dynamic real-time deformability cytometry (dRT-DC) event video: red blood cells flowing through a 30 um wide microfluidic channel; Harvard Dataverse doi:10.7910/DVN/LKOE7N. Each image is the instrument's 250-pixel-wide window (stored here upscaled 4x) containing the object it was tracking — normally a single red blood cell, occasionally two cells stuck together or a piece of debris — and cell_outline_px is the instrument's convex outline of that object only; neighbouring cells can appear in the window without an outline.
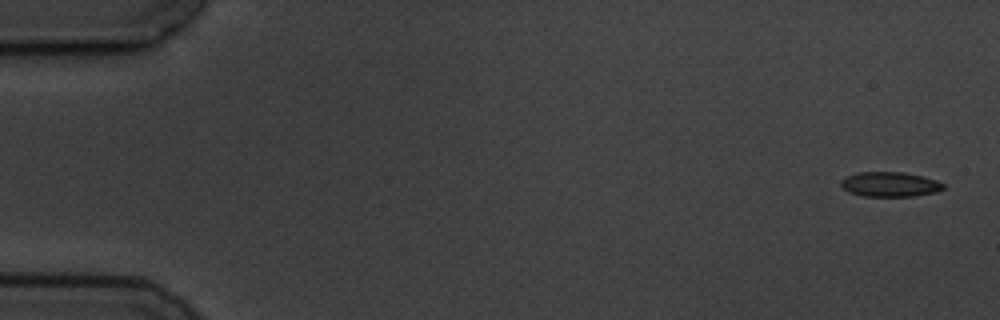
{"species": "common noctule bat (a hibernating species)", "species_latin": "Nyctalus noctula", "temperature_condition": "cold", "stored_images_in_passage": 5, "camera_frame_rate_fps": 3000, "um_per_image_px": 0.085, "animal": {"sex": "male", "body_mass_g": 19.5, "forearm_length_mm": 54.6}, "frame": {"image": 1, "passage_image": 1, "time_ms": 0.0, "image_size_px": [1000, 320], "cell_outline_px": [[944, 188], [936, 192], [916, 196], [864, 196], [848, 192], [840, 184], [840, 180], [856, 172], [904, 172], [924, 176], [936, 180], [944, 184]], "centroid_in_image_um": [75.65, 15.66], "position_along_channel_um": 9.4, "area_um2": 14.85}}
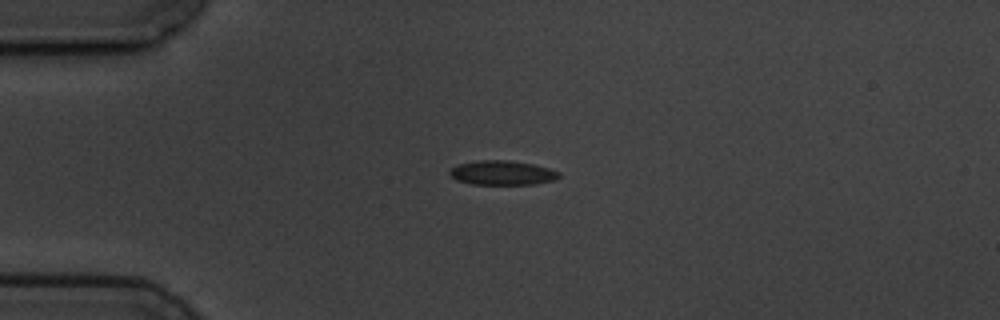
{"frame": {"image": 2, "passage_image": 4, "time_ms": 4.0, "image_size_px": [1000, 320], "cell_outline_px": [[560, 176], [556, 180], [536, 184], [472, 184], [456, 180], [448, 172], [456, 164], [476, 160], [508, 160], [532, 164], [548, 168], [560, 172]], "centroid_in_image_um": [42.69, 14.68], "position_along_channel_um": 42.3, "area_um2": 15.61}}